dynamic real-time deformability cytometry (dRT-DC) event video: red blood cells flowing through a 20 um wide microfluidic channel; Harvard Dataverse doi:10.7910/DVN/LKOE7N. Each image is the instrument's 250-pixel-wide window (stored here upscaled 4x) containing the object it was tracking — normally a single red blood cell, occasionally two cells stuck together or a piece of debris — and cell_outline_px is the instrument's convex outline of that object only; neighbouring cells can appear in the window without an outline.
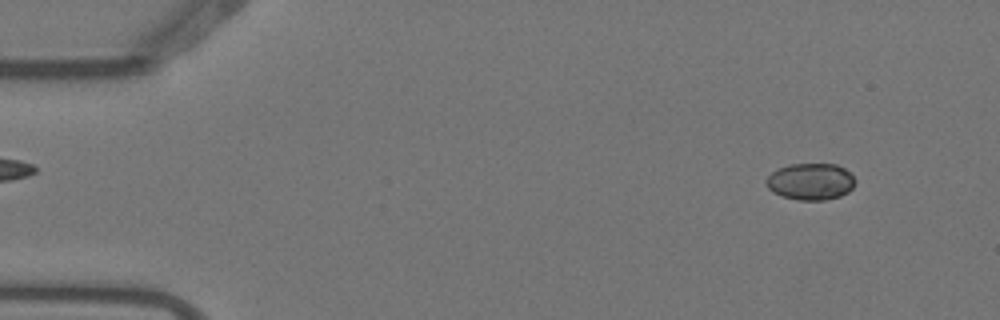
{"species": "Egyptian fruit bat (a non-hibernating species)", "species_latin": "Rousettus aegyptiacus", "temperature_condition": "warm", "stored_images_in_passage": 4, "camera_frame_rate_fps": 3000, "um_per_image_px": 0.085, "animal": {"sex": "female"}, "frame": {"image": 1, "passage_image": 1, "time_ms": 0.0, "image_size_px": [1000, 320], "cell_outline_px": [[856, 180], [852, 188], [848, 192], [840, 196], [824, 200], [796, 200], [772, 192], [768, 188], [764, 180], [772, 172], [780, 168], [792, 164], [836, 164], [844, 168]], "centroid_in_image_um": [68.89, 15.44], "position_along_channel_um": 16.1, "area_um2": 18.96}}
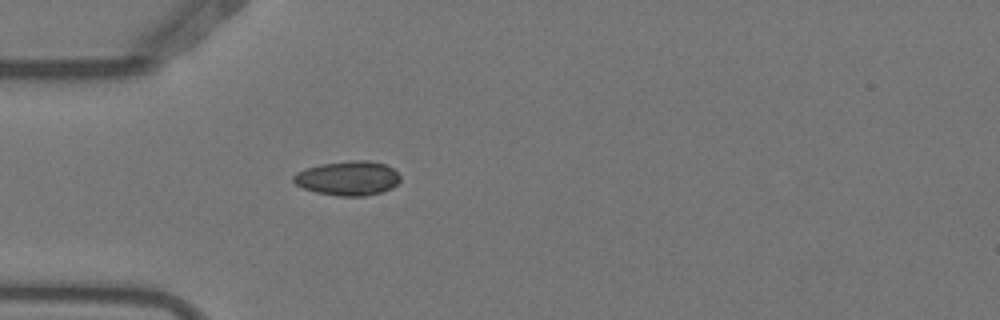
{"frame": {"image": 2, "passage_image": 4, "time_ms": 1.0, "image_size_px": [1000, 320], "cell_outline_px": [[400, 180], [392, 188], [380, 192], [364, 196], [336, 196], [316, 192], [304, 188], [296, 184], [292, 180], [292, 176], [296, 172], [320, 164], [352, 160], [368, 160], [384, 164], [392, 168], [400, 176]], "centroid_in_image_um": [29.56, 15.15], "position_along_channel_um": 55.4, "area_um2": 21.33}}